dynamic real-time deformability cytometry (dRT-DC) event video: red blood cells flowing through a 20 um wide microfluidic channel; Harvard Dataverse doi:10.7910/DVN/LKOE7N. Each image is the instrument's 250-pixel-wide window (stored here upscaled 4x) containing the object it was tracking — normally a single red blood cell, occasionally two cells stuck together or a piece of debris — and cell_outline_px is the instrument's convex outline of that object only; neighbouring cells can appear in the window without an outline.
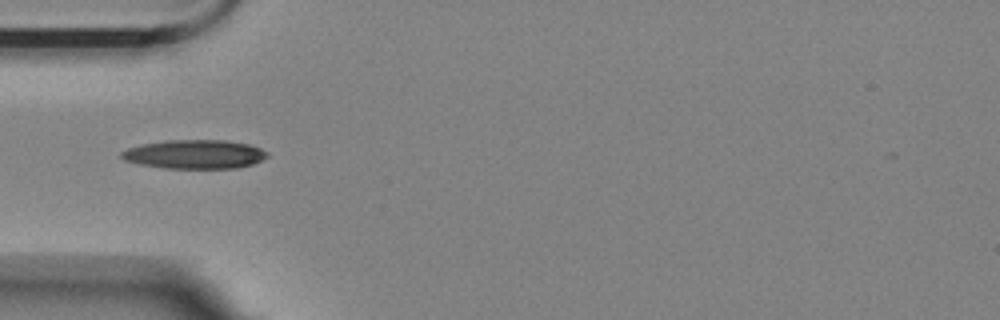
{"species": "Egyptian fruit bat (a non-hibernating species)", "species_latin": "Rousettus aegyptiacus", "temperature_condition": "room temperature", "stored_images_in_passage": 39, "camera_frame_rate_fps": 3000, "um_per_image_px": 0.085, "animal": {"sex": "female"}, "frame": {"image": 1, "passage_image": 1, "time_ms": 0.0, "image_size_px": [1000, 320], "cell_outline_px": [[268, 156], [252, 164], [236, 168], [164, 168], [140, 164], [124, 160], [120, 156], [120, 152], [128, 148], [144, 144], [164, 140], [228, 140], [248, 144], [260, 148], [268, 152]], "centroid_in_image_um": [16.54, 13.11], "position_along_channel_um": 68.5, "area_um2": 24.51}}
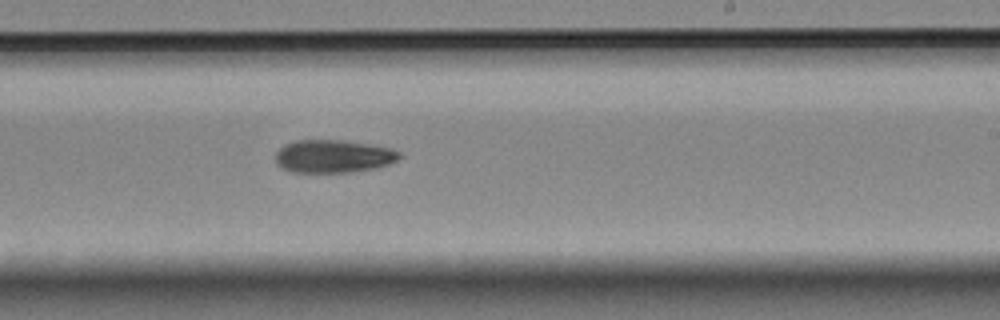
{"frame": {"image": 2, "passage_image": 17, "time_ms": 5.333, "image_size_px": [1000, 320], "cell_outline_px": [[400, 156], [396, 160], [388, 164], [376, 168], [352, 172], [292, 172], [280, 168], [276, 164], [276, 152], [284, 144], [296, 140], [340, 140], [368, 144], [388, 148], [400, 152]], "centroid_in_image_um": [28.28, 13.29], "position_along_channel_um": 260.7, "area_um2": 23.7}}
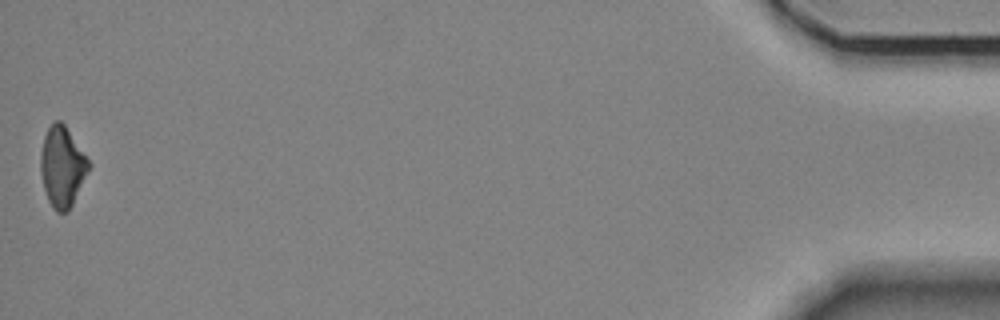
{"frame": {"image": 3, "passage_image": 39, "time_ms": 12.667, "image_size_px": [1000, 320], "cell_outline_px": [[92, 164], [68, 212], [56, 212], [52, 208], [48, 200], [44, 188], [40, 172], [40, 156], [44, 136], [52, 120], [60, 120], [64, 124]], "centroid_in_image_um": [5.28, 14.16], "position_along_channel_um": 429.9, "area_um2": 22.54}, "authors_computed_cell_mechanics": {"area_um2": 23.5246, "velocity_mm_per_s": 3.5838, "shape_relaxation_time_tau1_ms": 8.3747, "shape_relaxation_time_tau2_ms": null, "deformation_change_tau1": 0.1637, "deformation_change_tau2": null}}